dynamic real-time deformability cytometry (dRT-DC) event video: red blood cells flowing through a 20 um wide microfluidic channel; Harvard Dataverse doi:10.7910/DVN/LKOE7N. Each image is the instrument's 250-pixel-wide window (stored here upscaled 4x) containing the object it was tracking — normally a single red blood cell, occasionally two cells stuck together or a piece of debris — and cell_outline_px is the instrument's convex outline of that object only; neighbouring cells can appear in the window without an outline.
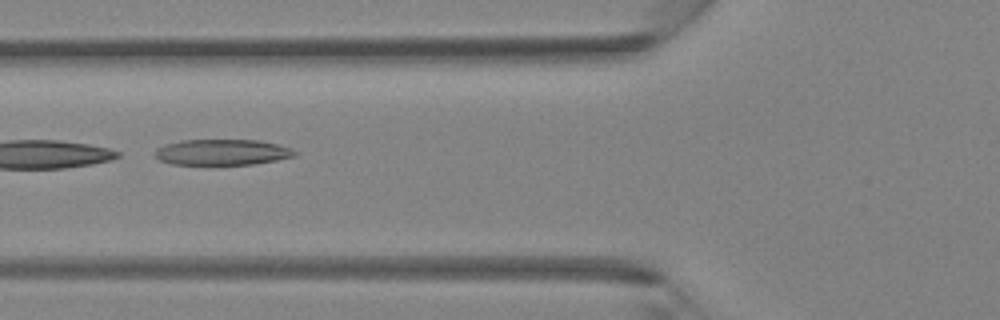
{"species": "Egyptian fruit bat (a non-hibernating species)", "species_latin": "Rousettus aegyptiacus", "temperature_condition": "room temperature", "stored_images_in_passage": 40, "camera_frame_rate_fps": 3000, "um_per_image_px": 0.085, "animal": {"sex": "female"}, "frame": {"image": 1, "passage_image": 16, "time_ms": 5.0, "image_size_px": [1000, 320], "cell_outline_px": [[296, 156], [276, 160], [252, 164], [172, 164], [160, 160], [156, 156], [156, 148], [164, 144], [180, 140], [260, 140], [292, 148], [296, 152]], "centroid_in_image_um": [18.89, 12.93], "position_along_channel_um": 106.9, "area_um2": 20.92}}
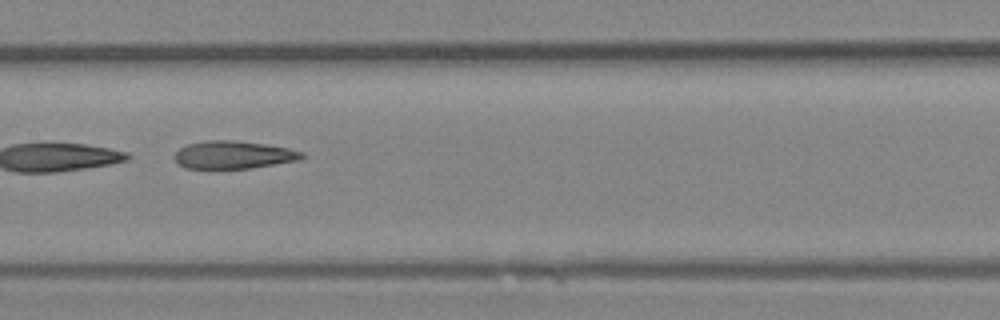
{"frame": {"image": 2, "passage_image": 21, "time_ms": 6.667, "image_size_px": [1000, 320], "cell_outline_px": [[304, 156], [300, 160], [252, 168], [212, 172], [184, 168], [176, 164], [172, 156], [180, 148], [188, 144], [208, 140], [236, 140], [264, 144], [288, 148], [304, 152]], "centroid_in_image_um": [19.75, 13.22], "position_along_channel_um": 187.7, "area_um2": 21.73}}
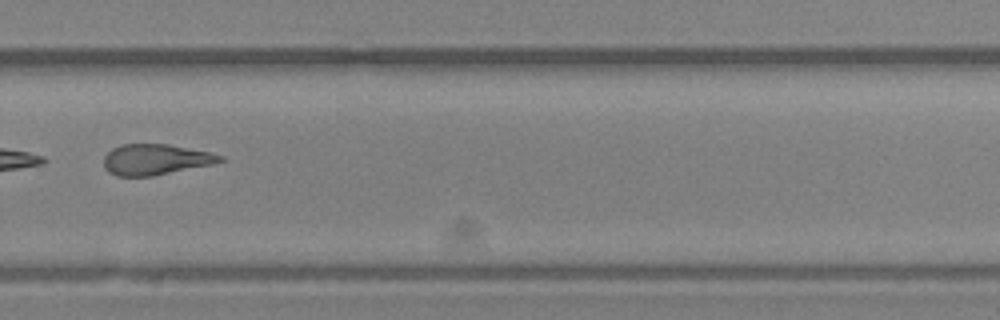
{"frame": {"image": 3, "passage_image": 29, "time_ms": 9.333, "image_size_px": [1000, 320], "cell_outline_px": [[224, 160], [212, 164], [152, 176], [116, 176], [108, 172], [104, 168], [104, 156], [112, 148], [120, 144], [168, 144], [208, 152], [224, 156]], "centroid_in_image_um": [13.18, 13.56], "position_along_channel_um": 316.6, "area_um2": 20.75}}